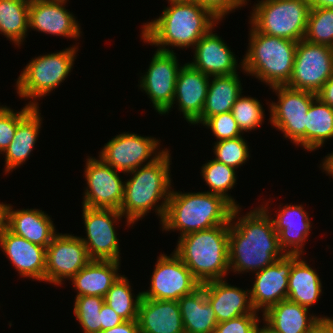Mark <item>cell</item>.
<instances>
[{"label":"cell","instance_id":"1","mask_svg":"<svg viewBox=\"0 0 333 333\" xmlns=\"http://www.w3.org/2000/svg\"><path fill=\"white\" fill-rule=\"evenodd\" d=\"M267 209L268 206L266 208L262 205L239 217L241 208L234 207L229 223L228 253L231 271L258 272L285 255L279 246L278 233ZM236 217L239 218L237 222H232Z\"/></svg>","mask_w":333,"mask_h":333},{"label":"cell","instance_id":"2","mask_svg":"<svg viewBox=\"0 0 333 333\" xmlns=\"http://www.w3.org/2000/svg\"><path fill=\"white\" fill-rule=\"evenodd\" d=\"M159 18L142 26V40L173 52L168 46L195 47V44L216 24L218 19L209 9L193 0H169ZM217 22V23H216Z\"/></svg>","mask_w":333,"mask_h":333},{"label":"cell","instance_id":"3","mask_svg":"<svg viewBox=\"0 0 333 333\" xmlns=\"http://www.w3.org/2000/svg\"><path fill=\"white\" fill-rule=\"evenodd\" d=\"M170 157L166 148L157 158H150L145 165L129 172L134 175L124 184V197L119 210L127 218L128 226L155 208L162 221L172 189ZM160 200H163L161 205L156 206Z\"/></svg>","mask_w":333,"mask_h":333},{"label":"cell","instance_id":"4","mask_svg":"<svg viewBox=\"0 0 333 333\" xmlns=\"http://www.w3.org/2000/svg\"><path fill=\"white\" fill-rule=\"evenodd\" d=\"M234 206L224 197L209 192L182 193L172 191L165 215L163 230H179L180 235L229 225Z\"/></svg>","mask_w":333,"mask_h":333},{"label":"cell","instance_id":"5","mask_svg":"<svg viewBox=\"0 0 333 333\" xmlns=\"http://www.w3.org/2000/svg\"><path fill=\"white\" fill-rule=\"evenodd\" d=\"M228 247L229 225H219L180 236L174 252L202 284L226 277Z\"/></svg>","mask_w":333,"mask_h":333},{"label":"cell","instance_id":"6","mask_svg":"<svg viewBox=\"0 0 333 333\" xmlns=\"http://www.w3.org/2000/svg\"><path fill=\"white\" fill-rule=\"evenodd\" d=\"M249 48L241 68L270 88L286 86L291 79L297 42L258 32L252 25Z\"/></svg>","mask_w":333,"mask_h":333},{"label":"cell","instance_id":"7","mask_svg":"<svg viewBox=\"0 0 333 333\" xmlns=\"http://www.w3.org/2000/svg\"><path fill=\"white\" fill-rule=\"evenodd\" d=\"M254 6L250 24L258 32L296 42L304 39L311 9L307 0H262Z\"/></svg>","mask_w":333,"mask_h":333},{"label":"cell","instance_id":"8","mask_svg":"<svg viewBox=\"0 0 333 333\" xmlns=\"http://www.w3.org/2000/svg\"><path fill=\"white\" fill-rule=\"evenodd\" d=\"M77 51V47L73 46L32 59L16 82V90L20 98H29L32 101L53 91L71 72Z\"/></svg>","mask_w":333,"mask_h":333},{"label":"cell","instance_id":"9","mask_svg":"<svg viewBox=\"0 0 333 333\" xmlns=\"http://www.w3.org/2000/svg\"><path fill=\"white\" fill-rule=\"evenodd\" d=\"M332 75V47L304 39L297 42L291 79L287 87L317 94Z\"/></svg>","mask_w":333,"mask_h":333},{"label":"cell","instance_id":"10","mask_svg":"<svg viewBox=\"0 0 333 333\" xmlns=\"http://www.w3.org/2000/svg\"><path fill=\"white\" fill-rule=\"evenodd\" d=\"M278 102L270 103V122L292 143L305 149L306 115L317 94L287 86L272 87Z\"/></svg>","mask_w":333,"mask_h":333},{"label":"cell","instance_id":"11","mask_svg":"<svg viewBox=\"0 0 333 333\" xmlns=\"http://www.w3.org/2000/svg\"><path fill=\"white\" fill-rule=\"evenodd\" d=\"M171 255H159L151 276L150 289L142 291V298L178 301L201 286L180 257L175 252Z\"/></svg>","mask_w":333,"mask_h":333},{"label":"cell","instance_id":"12","mask_svg":"<svg viewBox=\"0 0 333 333\" xmlns=\"http://www.w3.org/2000/svg\"><path fill=\"white\" fill-rule=\"evenodd\" d=\"M83 220L87 238H81L91 260L120 261L119 239L114 224L122 213L115 209L83 206Z\"/></svg>","mask_w":333,"mask_h":333},{"label":"cell","instance_id":"13","mask_svg":"<svg viewBox=\"0 0 333 333\" xmlns=\"http://www.w3.org/2000/svg\"><path fill=\"white\" fill-rule=\"evenodd\" d=\"M155 52L139 87L147 93L156 112L164 115L173 108L177 76L182 66L178 63L176 53Z\"/></svg>","mask_w":333,"mask_h":333},{"label":"cell","instance_id":"14","mask_svg":"<svg viewBox=\"0 0 333 333\" xmlns=\"http://www.w3.org/2000/svg\"><path fill=\"white\" fill-rule=\"evenodd\" d=\"M91 261L80 237L56 234L46 247L45 282L61 285Z\"/></svg>","mask_w":333,"mask_h":333},{"label":"cell","instance_id":"15","mask_svg":"<svg viewBox=\"0 0 333 333\" xmlns=\"http://www.w3.org/2000/svg\"><path fill=\"white\" fill-rule=\"evenodd\" d=\"M87 188L83 206L89 208L120 210L124 197L125 182L119 171L105 164L100 158L89 157L85 166Z\"/></svg>","mask_w":333,"mask_h":333},{"label":"cell","instance_id":"16","mask_svg":"<svg viewBox=\"0 0 333 333\" xmlns=\"http://www.w3.org/2000/svg\"><path fill=\"white\" fill-rule=\"evenodd\" d=\"M159 143L154 137H142L135 133L124 132L104 145L99 158L115 170L129 173L141 167L150 157L157 158L164 152V150L157 151Z\"/></svg>","mask_w":333,"mask_h":333},{"label":"cell","instance_id":"17","mask_svg":"<svg viewBox=\"0 0 333 333\" xmlns=\"http://www.w3.org/2000/svg\"><path fill=\"white\" fill-rule=\"evenodd\" d=\"M302 255H287L274 264L255 272V281L250 289L251 303L256 312L265 313L288 296V279L293 263Z\"/></svg>","mask_w":333,"mask_h":333},{"label":"cell","instance_id":"18","mask_svg":"<svg viewBox=\"0 0 333 333\" xmlns=\"http://www.w3.org/2000/svg\"><path fill=\"white\" fill-rule=\"evenodd\" d=\"M67 0H30L29 28L46 34L77 39L81 28L70 11Z\"/></svg>","mask_w":333,"mask_h":333},{"label":"cell","instance_id":"19","mask_svg":"<svg viewBox=\"0 0 333 333\" xmlns=\"http://www.w3.org/2000/svg\"><path fill=\"white\" fill-rule=\"evenodd\" d=\"M0 248L20 276L45 281L46 247L31 243L5 227L0 234Z\"/></svg>","mask_w":333,"mask_h":333},{"label":"cell","instance_id":"20","mask_svg":"<svg viewBox=\"0 0 333 333\" xmlns=\"http://www.w3.org/2000/svg\"><path fill=\"white\" fill-rule=\"evenodd\" d=\"M211 28L196 44L193 62L188 64L202 73L213 76H226L237 73L235 54L224 41L213 34ZM195 58V59H194Z\"/></svg>","mask_w":333,"mask_h":333},{"label":"cell","instance_id":"21","mask_svg":"<svg viewBox=\"0 0 333 333\" xmlns=\"http://www.w3.org/2000/svg\"><path fill=\"white\" fill-rule=\"evenodd\" d=\"M210 79L185 63L179 70L173 105L177 100L178 108L190 124H194L201 116L206 100Z\"/></svg>","mask_w":333,"mask_h":333},{"label":"cell","instance_id":"22","mask_svg":"<svg viewBox=\"0 0 333 333\" xmlns=\"http://www.w3.org/2000/svg\"><path fill=\"white\" fill-rule=\"evenodd\" d=\"M218 323L246 314H257L252 306L250 290L229 285L224 279L202 283Z\"/></svg>","mask_w":333,"mask_h":333},{"label":"cell","instance_id":"23","mask_svg":"<svg viewBox=\"0 0 333 333\" xmlns=\"http://www.w3.org/2000/svg\"><path fill=\"white\" fill-rule=\"evenodd\" d=\"M137 321L140 333H185L175 300L141 298Z\"/></svg>","mask_w":333,"mask_h":333},{"label":"cell","instance_id":"24","mask_svg":"<svg viewBox=\"0 0 333 333\" xmlns=\"http://www.w3.org/2000/svg\"><path fill=\"white\" fill-rule=\"evenodd\" d=\"M272 217L281 250L287 255H301L311 223L302 205H285Z\"/></svg>","mask_w":333,"mask_h":333},{"label":"cell","instance_id":"25","mask_svg":"<svg viewBox=\"0 0 333 333\" xmlns=\"http://www.w3.org/2000/svg\"><path fill=\"white\" fill-rule=\"evenodd\" d=\"M309 310L286 299L270 307L262 317L272 331L279 333H311L323 321L333 320L330 317H309Z\"/></svg>","mask_w":333,"mask_h":333},{"label":"cell","instance_id":"26","mask_svg":"<svg viewBox=\"0 0 333 333\" xmlns=\"http://www.w3.org/2000/svg\"><path fill=\"white\" fill-rule=\"evenodd\" d=\"M6 227L12 233L43 247H47L57 233L53 221L44 211L13 210L10 204L6 208Z\"/></svg>","mask_w":333,"mask_h":333},{"label":"cell","instance_id":"27","mask_svg":"<svg viewBox=\"0 0 333 333\" xmlns=\"http://www.w3.org/2000/svg\"><path fill=\"white\" fill-rule=\"evenodd\" d=\"M119 261L91 260L71 278L79 296L105 297L113 283L119 278Z\"/></svg>","mask_w":333,"mask_h":333},{"label":"cell","instance_id":"28","mask_svg":"<svg viewBox=\"0 0 333 333\" xmlns=\"http://www.w3.org/2000/svg\"><path fill=\"white\" fill-rule=\"evenodd\" d=\"M178 305L185 333H214L218 321L202 286L181 297Z\"/></svg>","mask_w":333,"mask_h":333},{"label":"cell","instance_id":"29","mask_svg":"<svg viewBox=\"0 0 333 333\" xmlns=\"http://www.w3.org/2000/svg\"><path fill=\"white\" fill-rule=\"evenodd\" d=\"M39 107H35L18 125L13 140L5 155V173L23 165L33 151L40 133L41 117Z\"/></svg>","mask_w":333,"mask_h":333},{"label":"cell","instance_id":"30","mask_svg":"<svg viewBox=\"0 0 333 333\" xmlns=\"http://www.w3.org/2000/svg\"><path fill=\"white\" fill-rule=\"evenodd\" d=\"M212 78L209 82L202 114L194 124H203L209 117L230 112L242 93L243 89L237 73Z\"/></svg>","mask_w":333,"mask_h":333},{"label":"cell","instance_id":"31","mask_svg":"<svg viewBox=\"0 0 333 333\" xmlns=\"http://www.w3.org/2000/svg\"><path fill=\"white\" fill-rule=\"evenodd\" d=\"M300 258L290 270L287 299L309 309L320 298L322 283L317 272Z\"/></svg>","mask_w":333,"mask_h":333},{"label":"cell","instance_id":"32","mask_svg":"<svg viewBox=\"0 0 333 333\" xmlns=\"http://www.w3.org/2000/svg\"><path fill=\"white\" fill-rule=\"evenodd\" d=\"M333 138V107L316 97L307 112L305 150L314 151Z\"/></svg>","mask_w":333,"mask_h":333},{"label":"cell","instance_id":"33","mask_svg":"<svg viewBox=\"0 0 333 333\" xmlns=\"http://www.w3.org/2000/svg\"><path fill=\"white\" fill-rule=\"evenodd\" d=\"M29 7L30 0H0V34L18 46L29 29Z\"/></svg>","mask_w":333,"mask_h":333},{"label":"cell","instance_id":"34","mask_svg":"<svg viewBox=\"0 0 333 333\" xmlns=\"http://www.w3.org/2000/svg\"><path fill=\"white\" fill-rule=\"evenodd\" d=\"M131 291L127 277L120 275L104 297L105 304L125 321L137 320L138 307L142 298V292H139L135 298Z\"/></svg>","mask_w":333,"mask_h":333},{"label":"cell","instance_id":"35","mask_svg":"<svg viewBox=\"0 0 333 333\" xmlns=\"http://www.w3.org/2000/svg\"><path fill=\"white\" fill-rule=\"evenodd\" d=\"M201 171L203 180L210 188V191L207 192L220 195L228 200L234 207H239L234 198L227 193L228 190L233 189L236 184V172L233 167L213 159L205 163Z\"/></svg>","mask_w":333,"mask_h":333},{"label":"cell","instance_id":"36","mask_svg":"<svg viewBox=\"0 0 333 333\" xmlns=\"http://www.w3.org/2000/svg\"><path fill=\"white\" fill-rule=\"evenodd\" d=\"M304 40L333 48V8H311Z\"/></svg>","mask_w":333,"mask_h":333},{"label":"cell","instance_id":"37","mask_svg":"<svg viewBox=\"0 0 333 333\" xmlns=\"http://www.w3.org/2000/svg\"><path fill=\"white\" fill-rule=\"evenodd\" d=\"M105 303L103 297L79 296L75 298L74 314L83 329V333H99L101 331L100 311Z\"/></svg>","mask_w":333,"mask_h":333},{"label":"cell","instance_id":"38","mask_svg":"<svg viewBox=\"0 0 333 333\" xmlns=\"http://www.w3.org/2000/svg\"><path fill=\"white\" fill-rule=\"evenodd\" d=\"M241 132L255 130L264 121V111L259 100L239 96L231 110Z\"/></svg>","mask_w":333,"mask_h":333},{"label":"cell","instance_id":"39","mask_svg":"<svg viewBox=\"0 0 333 333\" xmlns=\"http://www.w3.org/2000/svg\"><path fill=\"white\" fill-rule=\"evenodd\" d=\"M215 160L234 169L247 162L249 148L242 136L217 141L214 145Z\"/></svg>","mask_w":333,"mask_h":333},{"label":"cell","instance_id":"40","mask_svg":"<svg viewBox=\"0 0 333 333\" xmlns=\"http://www.w3.org/2000/svg\"><path fill=\"white\" fill-rule=\"evenodd\" d=\"M39 107L35 100L30 101L19 112H14L7 106L0 107V154L10 145L16 132L17 125L35 108Z\"/></svg>","mask_w":333,"mask_h":333},{"label":"cell","instance_id":"41","mask_svg":"<svg viewBox=\"0 0 333 333\" xmlns=\"http://www.w3.org/2000/svg\"><path fill=\"white\" fill-rule=\"evenodd\" d=\"M203 125L211 129L217 141L233 139L242 133L231 111L209 117Z\"/></svg>","mask_w":333,"mask_h":333},{"label":"cell","instance_id":"42","mask_svg":"<svg viewBox=\"0 0 333 333\" xmlns=\"http://www.w3.org/2000/svg\"><path fill=\"white\" fill-rule=\"evenodd\" d=\"M259 322L257 314L241 315L218 323L214 333H258Z\"/></svg>","mask_w":333,"mask_h":333},{"label":"cell","instance_id":"43","mask_svg":"<svg viewBox=\"0 0 333 333\" xmlns=\"http://www.w3.org/2000/svg\"><path fill=\"white\" fill-rule=\"evenodd\" d=\"M209 9L218 19L247 4V0H193Z\"/></svg>","mask_w":333,"mask_h":333},{"label":"cell","instance_id":"44","mask_svg":"<svg viewBox=\"0 0 333 333\" xmlns=\"http://www.w3.org/2000/svg\"><path fill=\"white\" fill-rule=\"evenodd\" d=\"M101 331L111 329L114 326L120 325L125 320L121 318L111 307L103 304L101 311Z\"/></svg>","mask_w":333,"mask_h":333},{"label":"cell","instance_id":"45","mask_svg":"<svg viewBox=\"0 0 333 333\" xmlns=\"http://www.w3.org/2000/svg\"><path fill=\"white\" fill-rule=\"evenodd\" d=\"M99 333H140L137 320L124 321L120 325L111 329L100 331Z\"/></svg>","mask_w":333,"mask_h":333},{"label":"cell","instance_id":"46","mask_svg":"<svg viewBox=\"0 0 333 333\" xmlns=\"http://www.w3.org/2000/svg\"><path fill=\"white\" fill-rule=\"evenodd\" d=\"M317 97L331 107H333V75L325 82L320 91L317 93Z\"/></svg>","mask_w":333,"mask_h":333},{"label":"cell","instance_id":"47","mask_svg":"<svg viewBox=\"0 0 333 333\" xmlns=\"http://www.w3.org/2000/svg\"><path fill=\"white\" fill-rule=\"evenodd\" d=\"M311 333H333V320L323 321Z\"/></svg>","mask_w":333,"mask_h":333},{"label":"cell","instance_id":"48","mask_svg":"<svg viewBox=\"0 0 333 333\" xmlns=\"http://www.w3.org/2000/svg\"><path fill=\"white\" fill-rule=\"evenodd\" d=\"M311 8H333V0H307Z\"/></svg>","mask_w":333,"mask_h":333},{"label":"cell","instance_id":"49","mask_svg":"<svg viewBox=\"0 0 333 333\" xmlns=\"http://www.w3.org/2000/svg\"><path fill=\"white\" fill-rule=\"evenodd\" d=\"M326 158L323 160V170L326 171V173L329 174V176L333 177V152L330 153L329 155L327 154V156H325Z\"/></svg>","mask_w":333,"mask_h":333},{"label":"cell","instance_id":"50","mask_svg":"<svg viewBox=\"0 0 333 333\" xmlns=\"http://www.w3.org/2000/svg\"><path fill=\"white\" fill-rule=\"evenodd\" d=\"M6 208L7 204L0 203V234L6 227Z\"/></svg>","mask_w":333,"mask_h":333},{"label":"cell","instance_id":"51","mask_svg":"<svg viewBox=\"0 0 333 333\" xmlns=\"http://www.w3.org/2000/svg\"><path fill=\"white\" fill-rule=\"evenodd\" d=\"M258 333H279V332H275V331H272L266 324L265 326L263 325L262 328H259L258 329Z\"/></svg>","mask_w":333,"mask_h":333}]
</instances>
